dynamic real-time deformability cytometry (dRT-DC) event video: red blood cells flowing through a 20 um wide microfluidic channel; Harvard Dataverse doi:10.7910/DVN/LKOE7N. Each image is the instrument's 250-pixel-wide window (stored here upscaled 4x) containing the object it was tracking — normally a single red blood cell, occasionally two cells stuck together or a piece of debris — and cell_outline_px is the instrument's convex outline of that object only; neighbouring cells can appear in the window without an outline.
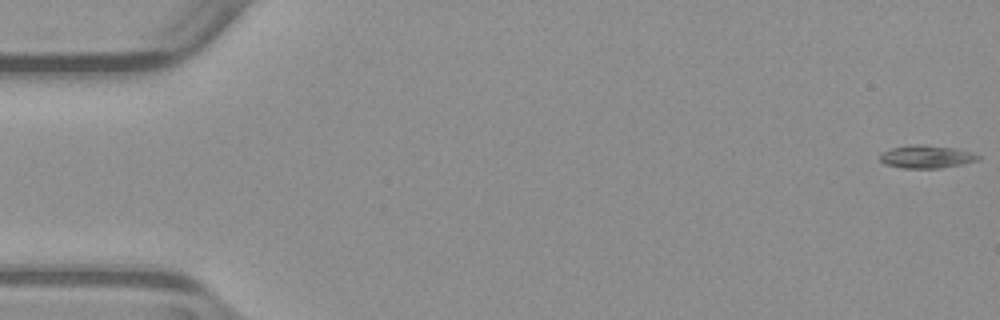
{"species": "common noctule bat (a hibernating species)", "species_latin": "Nyctalus noctula", "temperature_condition": "warm", "stored_images_in_passage": 53, "camera_frame_rate_fps": 3000, "um_per_image_px": 0.085, "animal": {"sex": "male", "body_mass_g": 23.1, "forearm_length_mm": 52.7}, "frame": {"image": 1, "passage_image": 1, "time_ms": 0.0, "image_size_px": [1000, 320], "cell_outline_px": [[980, 160], [940, 168], [900, 168], [884, 164], [880, 160], [880, 152], [892, 148], [912, 144], [924, 144], [956, 148], [972, 152], [980, 156]], "centroid_in_image_um": [78.73, 13.31], "position_along_channel_um": 6.3, "area_um2": 13.24}}
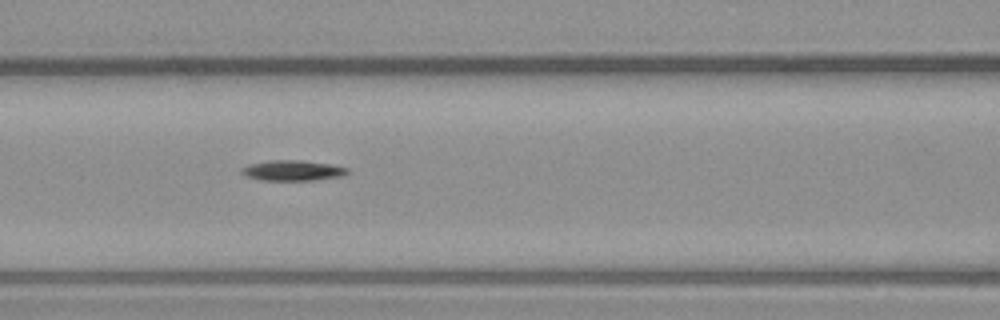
{"frame": {"image": 2, "passage_image": 23, "time_ms": 7.333, "image_size_px": [1000, 320], "cell_outline_px": [[348, 172], [344, 176], [312, 180], [260, 180], [248, 176], [240, 172], [240, 168], [248, 164], [268, 160], [300, 160], [332, 164], [348, 168]], "centroid_in_image_um": [24.86, 14.48], "position_along_channel_um": 141.7, "area_um2": 12.66}}
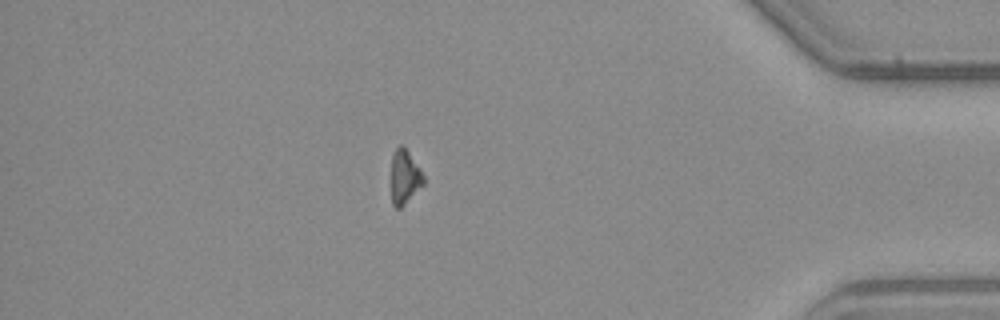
{"frame": {"image": 3, "passage_image": 46, "time_ms": 15.0, "image_size_px": [1000, 320], "cell_outline_px": [[424, 184], [400, 208], [396, 208], [392, 204], [392, 156], [396, 148], [400, 144], [404, 144], [420, 168], [424, 176]], "centroid_in_image_um": [34.41, 15.0], "position_along_channel_um": 400.8, "area_um2": 10.17}}